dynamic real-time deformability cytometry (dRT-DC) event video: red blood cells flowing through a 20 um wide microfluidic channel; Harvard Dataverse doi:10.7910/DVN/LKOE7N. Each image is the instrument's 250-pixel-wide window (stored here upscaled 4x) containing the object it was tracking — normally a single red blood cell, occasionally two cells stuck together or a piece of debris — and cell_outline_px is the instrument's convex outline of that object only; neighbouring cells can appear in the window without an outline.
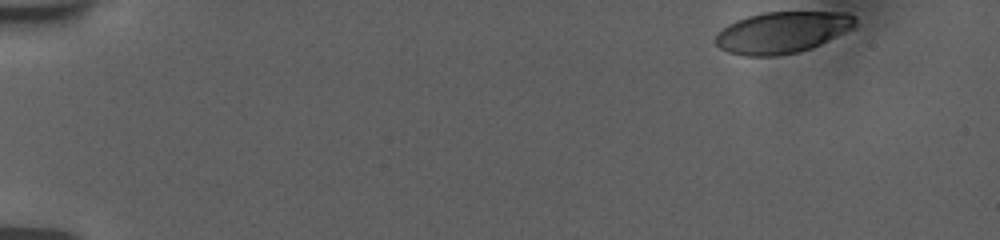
{"species": "human", "species_latin": "Homo sapiens", "temperature_condition": "room temperature", "stored_images_in_passage": 45, "camera_frame_rate_fps": 3000, "um_per_image_px": 0.085, "donor": {"sex": "female"}, "frame": {"image": 1, "passage_image": 1, "time_ms": 0.0, "image_size_px": [1000, 240], "cell_outline_px": [[856, 28], [812, 48], [796, 52], [776, 56], [744, 56], [728, 52], [720, 48], [716, 44], [716, 36], [728, 24], [736, 20], [748, 16], [764, 12], [848, 12], [856, 16]], "centroid_in_image_um": [66.55, 2.75], "position_along_channel_um": 18.4, "area_um2": 33.93}}
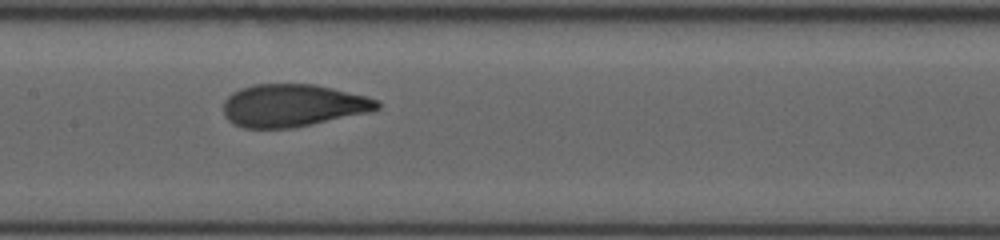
{"frame": {"image": 2, "passage_image": 25, "time_ms": 8.0, "image_size_px": [1000, 240], "cell_outline_px": [[380, 108], [372, 112], [292, 128], [244, 128], [228, 120], [224, 116], [224, 100], [232, 92], [240, 88], [252, 84], [316, 84], [368, 96], [380, 100]], "centroid_in_image_um": [24.93, 8.96], "position_along_channel_um": 182.5, "area_um2": 38.49}}
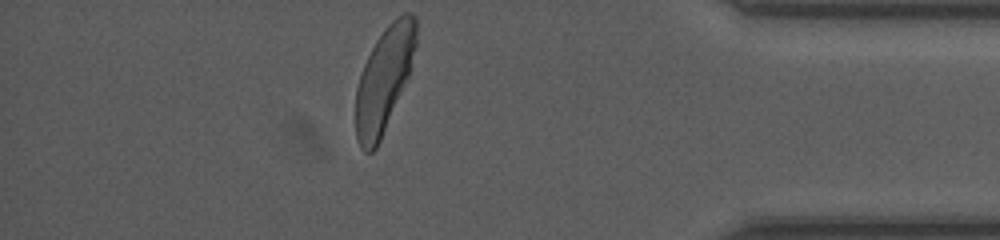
{"frame": {"image": 3, "passage_image": 45, "time_ms": 14.667, "image_size_px": [1000, 240], "cell_outline_px": [[416, 44], [408, 76], [380, 140], [376, 148], [372, 152], [364, 152], [360, 148], [356, 136], [356, 88], [364, 64], [376, 40], [388, 24], [396, 16], [404, 12], [412, 12], [416, 16]], "centroid_in_image_um": [32.64, 6.73], "position_along_channel_um": 402.6, "area_um2": 36.3}, "authors_computed_cell_mechanics": {"area_um2": 38.0902, "velocity_mm_per_s": 3.7466, "shape_relaxation_time_tau1_ms": 3.6247, "shape_relaxation_time_tau2_ms": null, "deformation_change_tau1": 0.1806, "deformation_change_tau2": null}}